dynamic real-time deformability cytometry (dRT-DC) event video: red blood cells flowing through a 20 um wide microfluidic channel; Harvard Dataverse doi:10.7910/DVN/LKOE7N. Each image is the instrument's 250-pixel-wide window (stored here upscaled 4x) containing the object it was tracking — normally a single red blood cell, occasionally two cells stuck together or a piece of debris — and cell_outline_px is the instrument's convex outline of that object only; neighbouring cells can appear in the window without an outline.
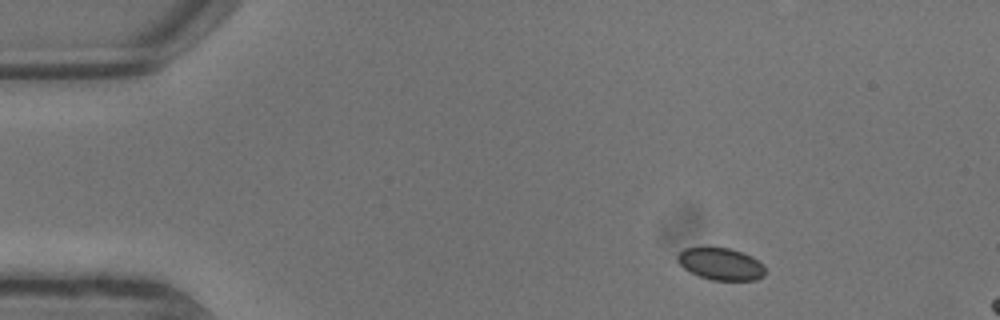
{"species": "common noctule bat (a hibernating species)", "species_latin": "Nyctalus noctula", "temperature_condition": "warm", "stored_images_in_passage": 4, "camera_frame_rate_fps": 3000, "um_per_image_px": 0.085, "animal": {"sex": "male", "body_mass_g": 13.3}, "frame": {"image": 1, "passage_image": 1, "time_ms": 0.0, "image_size_px": [1000, 320], "cell_outline_px": [[764, 276], [756, 280], [712, 280], [700, 276], [684, 268], [676, 260], [676, 256], [684, 248], [728, 248], [752, 256], [764, 264]], "centroid_in_image_um": [61.28, 22.44], "position_along_channel_um": 23.7, "area_um2": 16.24}}
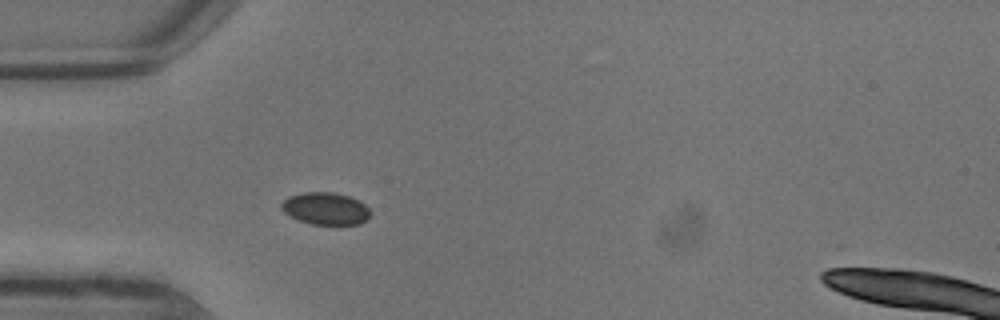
{"frame": {"image": 2, "passage_image": 4, "time_ms": 1.0, "image_size_px": [1000, 320], "cell_outline_px": [[368, 220], [360, 224], [312, 224], [300, 220], [284, 212], [280, 208], [280, 204], [288, 196], [304, 192], [332, 192], [348, 196], [364, 204], [368, 208]], "centroid_in_image_um": [27.64, 17.72], "position_along_channel_um": 57.4, "area_um2": 16.47}}